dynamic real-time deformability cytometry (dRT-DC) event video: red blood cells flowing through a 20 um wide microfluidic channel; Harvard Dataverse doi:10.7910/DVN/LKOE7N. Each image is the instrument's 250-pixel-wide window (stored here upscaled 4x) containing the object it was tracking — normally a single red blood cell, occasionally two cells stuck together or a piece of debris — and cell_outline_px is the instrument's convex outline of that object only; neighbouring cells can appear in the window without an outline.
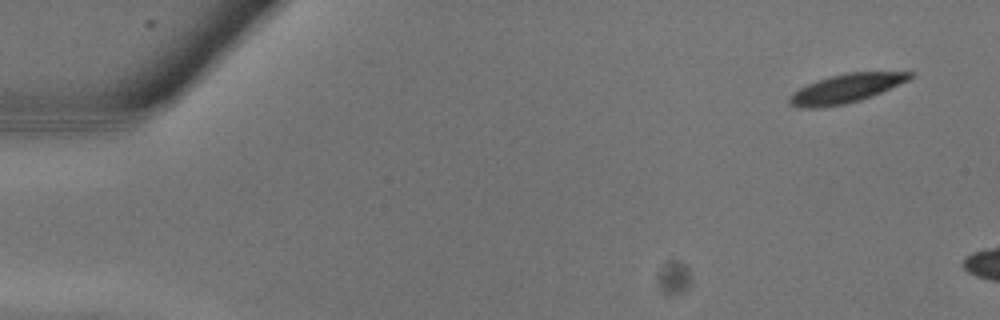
{"species": "common noctule bat (a hibernating species)", "species_latin": "Nyctalus noctula", "temperature_condition": "warm", "stored_images_in_passage": 4, "camera_frame_rate_fps": 3000, "um_per_image_px": 0.085, "animal": {"sex": "male", "body_mass_g": 13.3}, "frame": {"image": 1, "passage_image": 2, "time_ms": 0.333, "image_size_px": [1000, 320], "cell_outline_px": [[912, 76], [908, 80], [872, 96], [860, 100], [844, 104], [816, 108], [796, 108], [788, 104], [788, 96], [792, 92], [816, 80], [848, 72], [912, 72]], "centroid_in_image_um": [71.83, 7.53], "position_along_channel_um": 13.2, "area_um2": 20.11}}